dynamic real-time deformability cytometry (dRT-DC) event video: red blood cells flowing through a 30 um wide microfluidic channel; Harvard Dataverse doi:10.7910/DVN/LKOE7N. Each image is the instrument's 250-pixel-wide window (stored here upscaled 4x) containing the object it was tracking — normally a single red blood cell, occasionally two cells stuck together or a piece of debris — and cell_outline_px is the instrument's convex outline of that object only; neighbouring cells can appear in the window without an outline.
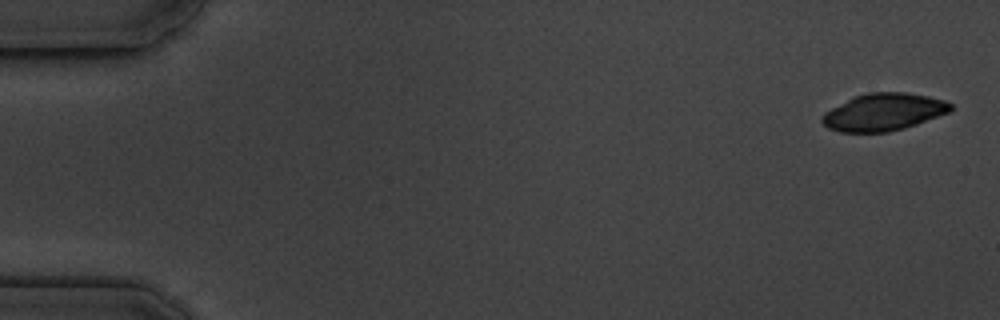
{"species": "common noctule bat (a hibernating species)", "species_latin": "Nyctalus noctula", "temperature_condition": "cold", "stored_images_in_passage": 4, "camera_frame_rate_fps": 3000, "um_per_image_px": 0.085, "animal": {"sex": "male", "body_mass_g": 19.5, "forearm_length_mm": 54.6}, "frame": {"image": 1, "passage_image": 1, "time_ms": 0.0, "image_size_px": [1000, 320], "cell_outline_px": [[952, 108], [948, 112], [916, 124], [904, 128], [888, 132], [840, 132], [828, 128], [820, 120], [820, 116], [824, 112], [852, 96], [868, 92], [904, 92], [928, 96], [944, 100], [952, 104]], "centroid_in_image_um": [75.05, 9.52], "position_along_channel_um": 10.0, "area_um2": 27.98}}
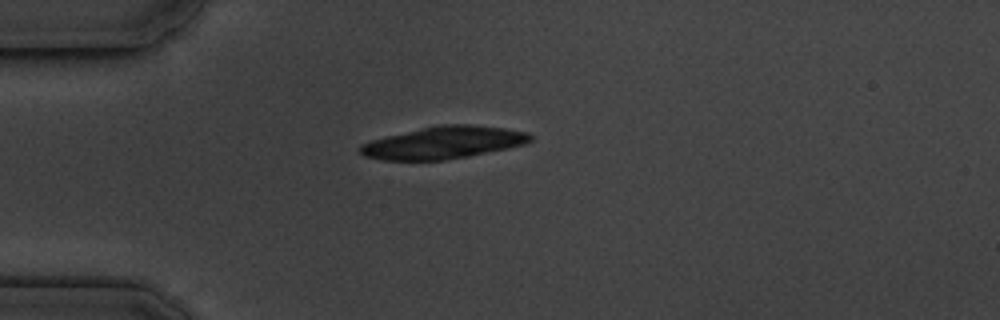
{"frame": {"image": 2, "passage_image": 4, "time_ms": 4.333, "image_size_px": [1000, 320], "cell_outline_px": [[532, 140], [524, 144], [508, 148], [468, 156], [444, 160], [384, 160], [364, 156], [360, 152], [360, 144], [372, 140], [388, 136], [440, 124], [472, 124], [504, 128], [528, 132], [532, 136]], "centroid_in_image_um": [37.73, 12.12], "position_along_channel_um": 47.3, "area_um2": 31.73}}